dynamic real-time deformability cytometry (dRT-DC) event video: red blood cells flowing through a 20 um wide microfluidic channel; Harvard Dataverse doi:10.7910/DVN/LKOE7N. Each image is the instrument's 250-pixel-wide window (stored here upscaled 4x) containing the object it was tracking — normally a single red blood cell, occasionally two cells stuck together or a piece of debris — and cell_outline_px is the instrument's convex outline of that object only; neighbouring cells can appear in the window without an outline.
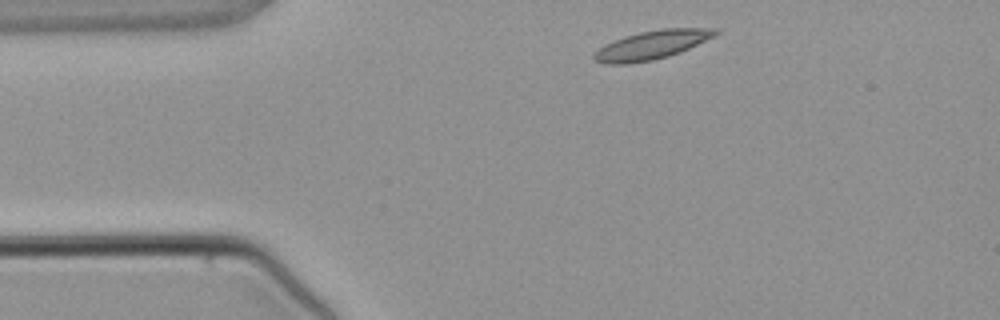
{"species": "common noctule bat (a hibernating species)", "species_latin": "Nyctalus noctula", "temperature_condition": "warm", "stored_images_in_passage": 2, "camera_frame_rate_fps": 3000, "um_per_image_px": 0.085, "animal": {"sex": "male", "body_mass_g": 21.5, "forearm_length_mm": 52.0}, "frame": {"image": 1, "passage_image": 1, "time_ms": 0.0, "image_size_px": [1000, 320], "cell_outline_px": [[720, 32], [680, 52], [668, 56], [652, 60], [628, 64], [608, 64], [596, 60], [592, 56], [604, 44], [624, 36], [640, 32], [664, 28], [720, 28]], "centroid_in_image_um": [55.39, 3.81], "position_along_channel_um": 29.6, "area_um2": 20.0}}